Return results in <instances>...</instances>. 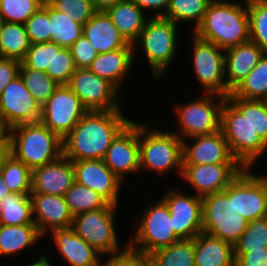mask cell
Listing matches in <instances>:
<instances>
[{"label":"cell","mask_w":267,"mask_h":266,"mask_svg":"<svg viewBox=\"0 0 267 266\" xmlns=\"http://www.w3.org/2000/svg\"><path fill=\"white\" fill-rule=\"evenodd\" d=\"M130 122L121 110L88 111L62 139L63 156L72 162L102 160L111 143Z\"/></svg>","instance_id":"obj_1"},{"label":"cell","mask_w":267,"mask_h":266,"mask_svg":"<svg viewBox=\"0 0 267 266\" xmlns=\"http://www.w3.org/2000/svg\"><path fill=\"white\" fill-rule=\"evenodd\" d=\"M220 130L227 140L231 154L243 168L250 170L267 145L253 132L250 125V100L226 97L221 107Z\"/></svg>","instance_id":"obj_2"},{"label":"cell","mask_w":267,"mask_h":266,"mask_svg":"<svg viewBox=\"0 0 267 266\" xmlns=\"http://www.w3.org/2000/svg\"><path fill=\"white\" fill-rule=\"evenodd\" d=\"M245 6L212 0L201 25L193 31L199 38L227 50L250 40L247 0Z\"/></svg>","instance_id":"obj_3"},{"label":"cell","mask_w":267,"mask_h":266,"mask_svg":"<svg viewBox=\"0 0 267 266\" xmlns=\"http://www.w3.org/2000/svg\"><path fill=\"white\" fill-rule=\"evenodd\" d=\"M10 154L30 170L56 161L63 155L62 139L43 123H24L9 129Z\"/></svg>","instance_id":"obj_4"},{"label":"cell","mask_w":267,"mask_h":266,"mask_svg":"<svg viewBox=\"0 0 267 266\" xmlns=\"http://www.w3.org/2000/svg\"><path fill=\"white\" fill-rule=\"evenodd\" d=\"M202 232L233 246L245 232L249 221L234 208V179L222 192L202 197Z\"/></svg>","instance_id":"obj_5"},{"label":"cell","mask_w":267,"mask_h":266,"mask_svg":"<svg viewBox=\"0 0 267 266\" xmlns=\"http://www.w3.org/2000/svg\"><path fill=\"white\" fill-rule=\"evenodd\" d=\"M147 128L139 124V159L140 169L148 168L164 174L174 167L182 175L183 141L174 133Z\"/></svg>","instance_id":"obj_6"},{"label":"cell","mask_w":267,"mask_h":266,"mask_svg":"<svg viewBox=\"0 0 267 266\" xmlns=\"http://www.w3.org/2000/svg\"><path fill=\"white\" fill-rule=\"evenodd\" d=\"M172 227L169 209L166 203L159 199L142 215L135 237L127 245L130 249L148 256L181 240Z\"/></svg>","instance_id":"obj_7"},{"label":"cell","mask_w":267,"mask_h":266,"mask_svg":"<svg viewBox=\"0 0 267 266\" xmlns=\"http://www.w3.org/2000/svg\"><path fill=\"white\" fill-rule=\"evenodd\" d=\"M177 24L163 17L147 20L136 42H140L148 64L156 77L167 72L176 54Z\"/></svg>","instance_id":"obj_8"},{"label":"cell","mask_w":267,"mask_h":266,"mask_svg":"<svg viewBox=\"0 0 267 266\" xmlns=\"http://www.w3.org/2000/svg\"><path fill=\"white\" fill-rule=\"evenodd\" d=\"M214 98H219V102H215ZM225 99L224 96L207 93L203 98H197L186 105L182 104L176 107L181 130L180 133H174L183 141V136L190 139V137L218 132L221 122V107Z\"/></svg>","instance_id":"obj_9"},{"label":"cell","mask_w":267,"mask_h":266,"mask_svg":"<svg viewBox=\"0 0 267 266\" xmlns=\"http://www.w3.org/2000/svg\"><path fill=\"white\" fill-rule=\"evenodd\" d=\"M115 205L81 213L73 216L72 228L86 243L90 244L101 256L120 253L114 227Z\"/></svg>","instance_id":"obj_10"},{"label":"cell","mask_w":267,"mask_h":266,"mask_svg":"<svg viewBox=\"0 0 267 266\" xmlns=\"http://www.w3.org/2000/svg\"><path fill=\"white\" fill-rule=\"evenodd\" d=\"M87 112L80 98L67 85H60L41 105L40 122L63 139Z\"/></svg>","instance_id":"obj_11"},{"label":"cell","mask_w":267,"mask_h":266,"mask_svg":"<svg viewBox=\"0 0 267 266\" xmlns=\"http://www.w3.org/2000/svg\"><path fill=\"white\" fill-rule=\"evenodd\" d=\"M223 52V53H222ZM193 62L195 74L206 92L227 97L231 92L225 80V50L194 34Z\"/></svg>","instance_id":"obj_12"},{"label":"cell","mask_w":267,"mask_h":266,"mask_svg":"<svg viewBox=\"0 0 267 266\" xmlns=\"http://www.w3.org/2000/svg\"><path fill=\"white\" fill-rule=\"evenodd\" d=\"M67 86L80 98L88 111L120 110L115 100L118 89L88 68L76 69Z\"/></svg>","instance_id":"obj_13"},{"label":"cell","mask_w":267,"mask_h":266,"mask_svg":"<svg viewBox=\"0 0 267 266\" xmlns=\"http://www.w3.org/2000/svg\"><path fill=\"white\" fill-rule=\"evenodd\" d=\"M40 118L41 104L18 75L0 94V120L10 129L19 124L39 122Z\"/></svg>","instance_id":"obj_14"},{"label":"cell","mask_w":267,"mask_h":266,"mask_svg":"<svg viewBox=\"0 0 267 266\" xmlns=\"http://www.w3.org/2000/svg\"><path fill=\"white\" fill-rule=\"evenodd\" d=\"M234 208L246 220L267 217V177L243 168L234 178Z\"/></svg>","instance_id":"obj_15"},{"label":"cell","mask_w":267,"mask_h":266,"mask_svg":"<svg viewBox=\"0 0 267 266\" xmlns=\"http://www.w3.org/2000/svg\"><path fill=\"white\" fill-rule=\"evenodd\" d=\"M161 199L166 203L175 234L182 239H194L202 232V197L170 190Z\"/></svg>","instance_id":"obj_16"},{"label":"cell","mask_w":267,"mask_h":266,"mask_svg":"<svg viewBox=\"0 0 267 266\" xmlns=\"http://www.w3.org/2000/svg\"><path fill=\"white\" fill-rule=\"evenodd\" d=\"M242 169L239 163L183 164L181 177L197 190L198 196L204 197L222 192Z\"/></svg>","instance_id":"obj_17"},{"label":"cell","mask_w":267,"mask_h":266,"mask_svg":"<svg viewBox=\"0 0 267 266\" xmlns=\"http://www.w3.org/2000/svg\"><path fill=\"white\" fill-rule=\"evenodd\" d=\"M102 160L121 181L124 174L140 171L139 123L131 121L111 143Z\"/></svg>","instance_id":"obj_18"},{"label":"cell","mask_w":267,"mask_h":266,"mask_svg":"<svg viewBox=\"0 0 267 266\" xmlns=\"http://www.w3.org/2000/svg\"><path fill=\"white\" fill-rule=\"evenodd\" d=\"M75 182L84 185L109 204L117 206L118 193L122 181L106 166L101 159L73 161Z\"/></svg>","instance_id":"obj_19"},{"label":"cell","mask_w":267,"mask_h":266,"mask_svg":"<svg viewBox=\"0 0 267 266\" xmlns=\"http://www.w3.org/2000/svg\"><path fill=\"white\" fill-rule=\"evenodd\" d=\"M74 183L73 162L62 155L56 161L32 170L31 193L64 196Z\"/></svg>","instance_id":"obj_20"},{"label":"cell","mask_w":267,"mask_h":266,"mask_svg":"<svg viewBox=\"0 0 267 266\" xmlns=\"http://www.w3.org/2000/svg\"><path fill=\"white\" fill-rule=\"evenodd\" d=\"M194 138L192 146L183 140V164L238 163L221 130L210 135L192 137Z\"/></svg>","instance_id":"obj_21"},{"label":"cell","mask_w":267,"mask_h":266,"mask_svg":"<svg viewBox=\"0 0 267 266\" xmlns=\"http://www.w3.org/2000/svg\"><path fill=\"white\" fill-rule=\"evenodd\" d=\"M32 199L33 221L39 233L45 235L52 230L72 227L73 215L70 213L64 196L30 193Z\"/></svg>","instance_id":"obj_22"},{"label":"cell","mask_w":267,"mask_h":266,"mask_svg":"<svg viewBox=\"0 0 267 266\" xmlns=\"http://www.w3.org/2000/svg\"><path fill=\"white\" fill-rule=\"evenodd\" d=\"M225 75L227 88L232 92L255 68L265 53L251 40L225 50Z\"/></svg>","instance_id":"obj_23"},{"label":"cell","mask_w":267,"mask_h":266,"mask_svg":"<svg viewBox=\"0 0 267 266\" xmlns=\"http://www.w3.org/2000/svg\"><path fill=\"white\" fill-rule=\"evenodd\" d=\"M83 35L99 54L120 48H133L112 23L105 11H97L84 25Z\"/></svg>","instance_id":"obj_24"},{"label":"cell","mask_w":267,"mask_h":266,"mask_svg":"<svg viewBox=\"0 0 267 266\" xmlns=\"http://www.w3.org/2000/svg\"><path fill=\"white\" fill-rule=\"evenodd\" d=\"M53 238L64 261L71 266H99V256L90 244L79 237L72 227L54 229Z\"/></svg>","instance_id":"obj_25"},{"label":"cell","mask_w":267,"mask_h":266,"mask_svg":"<svg viewBox=\"0 0 267 266\" xmlns=\"http://www.w3.org/2000/svg\"><path fill=\"white\" fill-rule=\"evenodd\" d=\"M134 51V48H120L98 54L88 69L96 75L107 79L118 89L124 76L129 73L132 67Z\"/></svg>","instance_id":"obj_26"},{"label":"cell","mask_w":267,"mask_h":266,"mask_svg":"<svg viewBox=\"0 0 267 266\" xmlns=\"http://www.w3.org/2000/svg\"><path fill=\"white\" fill-rule=\"evenodd\" d=\"M195 266H235L234 246L201 232L194 238Z\"/></svg>","instance_id":"obj_27"},{"label":"cell","mask_w":267,"mask_h":266,"mask_svg":"<svg viewBox=\"0 0 267 266\" xmlns=\"http://www.w3.org/2000/svg\"><path fill=\"white\" fill-rule=\"evenodd\" d=\"M143 11L132 0H122L105 12L124 38L135 47L136 40L148 20Z\"/></svg>","instance_id":"obj_28"},{"label":"cell","mask_w":267,"mask_h":266,"mask_svg":"<svg viewBox=\"0 0 267 266\" xmlns=\"http://www.w3.org/2000/svg\"><path fill=\"white\" fill-rule=\"evenodd\" d=\"M41 236L35 224L0 225V256L16 254Z\"/></svg>","instance_id":"obj_29"},{"label":"cell","mask_w":267,"mask_h":266,"mask_svg":"<svg viewBox=\"0 0 267 266\" xmlns=\"http://www.w3.org/2000/svg\"><path fill=\"white\" fill-rule=\"evenodd\" d=\"M30 193H10L0 201V225L34 224Z\"/></svg>","instance_id":"obj_30"},{"label":"cell","mask_w":267,"mask_h":266,"mask_svg":"<svg viewBox=\"0 0 267 266\" xmlns=\"http://www.w3.org/2000/svg\"><path fill=\"white\" fill-rule=\"evenodd\" d=\"M30 45L24 24L1 21L0 57L22 61Z\"/></svg>","instance_id":"obj_31"},{"label":"cell","mask_w":267,"mask_h":266,"mask_svg":"<svg viewBox=\"0 0 267 266\" xmlns=\"http://www.w3.org/2000/svg\"><path fill=\"white\" fill-rule=\"evenodd\" d=\"M150 266H195L194 239H182L148 255Z\"/></svg>","instance_id":"obj_32"},{"label":"cell","mask_w":267,"mask_h":266,"mask_svg":"<svg viewBox=\"0 0 267 266\" xmlns=\"http://www.w3.org/2000/svg\"><path fill=\"white\" fill-rule=\"evenodd\" d=\"M231 93L247 100L267 101V53Z\"/></svg>","instance_id":"obj_33"},{"label":"cell","mask_w":267,"mask_h":266,"mask_svg":"<svg viewBox=\"0 0 267 266\" xmlns=\"http://www.w3.org/2000/svg\"><path fill=\"white\" fill-rule=\"evenodd\" d=\"M64 198L68 209L73 216L102 209L109 204L97 192L76 182L64 194Z\"/></svg>","instance_id":"obj_34"},{"label":"cell","mask_w":267,"mask_h":266,"mask_svg":"<svg viewBox=\"0 0 267 266\" xmlns=\"http://www.w3.org/2000/svg\"><path fill=\"white\" fill-rule=\"evenodd\" d=\"M83 25L50 6L51 42L69 48L83 33Z\"/></svg>","instance_id":"obj_35"},{"label":"cell","mask_w":267,"mask_h":266,"mask_svg":"<svg viewBox=\"0 0 267 266\" xmlns=\"http://www.w3.org/2000/svg\"><path fill=\"white\" fill-rule=\"evenodd\" d=\"M0 174L11 193H31L32 170L12 154L5 158Z\"/></svg>","instance_id":"obj_36"},{"label":"cell","mask_w":267,"mask_h":266,"mask_svg":"<svg viewBox=\"0 0 267 266\" xmlns=\"http://www.w3.org/2000/svg\"><path fill=\"white\" fill-rule=\"evenodd\" d=\"M212 0H170L168 10L163 18L177 24L195 20L194 31L201 25L208 4Z\"/></svg>","instance_id":"obj_37"},{"label":"cell","mask_w":267,"mask_h":266,"mask_svg":"<svg viewBox=\"0 0 267 266\" xmlns=\"http://www.w3.org/2000/svg\"><path fill=\"white\" fill-rule=\"evenodd\" d=\"M19 75L32 96L42 105L60 86L46 72L25 67L22 63Z\"/></svg>","instance_id":"obj_38"},{"label":"cell","mask_w":267,"mask_h":266,"mask_svg":"<svg viewBox=\"0 0 267 266\" xmlns=\"http://www.w3.org/2000/svg\"><path fill=\"white\" fill-rule=\"evenodd\" d=\"M249 37L267 53V0H247Z\"/></svg>","instance_id":"obj_39"},{"label":"cell","mask_w":267,"mask_h":266,"mask_svg":"<svg viewBox=\"0 0 267 266\" xmlns=\"http://www.w3.org/2000/svg\"><path fill=\"white\" fill-rule=\"evenodd\" d=\"M76 69L70 48L62 47L53 42L51 70L45 71L49 77L59 85H67Z\"/></svg>","instance_id":"obj_40"},{"label":"cell","mask_w":267,"mask_h":266,"mask_svg":"<svg viewBox=\"0 0 267 266\" xmlns=\"http://www.w3.org/2000/svg\"><path fill=\"white\" fill-rule=\"evenodd\" d=\"M267 248V217L250 221L239 241L234 245V252H251Z\"/></svg>","instance_id":"obj_41"},{"label":"cell","mask_w":267,"mask_h":266,"mask_svg":"<svg viewBox=\"0 0 267 266\" xmlns=\"http://www.w3.org/2000/svg\"><path fill=\"white\" fill-rule=\"evenodd\" d=\"M41 6L37 0H0V20L24 24Z\"/></svg>","instance_id":"obj_42"},{"label":"cell","mask_w":267,"mask_h":266,"mask_svg":"<svg viewBox=\"0 0 267 266\" xmlns=\"http://www.w3.org/2000/svg\"><path fill=\"white\" fill-rule=\"evenodd\" d=\"M24 26L31 44L51 42L50 5L41 6Z\"/></svg>","instance_id":"obj_43"},{"label":"cell","mask_w":267,"mask_h":266,"mask_svg":"<svg viewBox=\"0 0 267 266\" xmlns=\"http://www.w3.org/2000/svg\"><path fill=\"white\" fill-rule=\"evenodd\" d=\"M50 6L82 25L97 12L91 0H54Z\"/></svg>","instance_id":"obj_44"},{"label":"cell","mask_w":267,"mask_h":266,"mask_svg":"<svg viewBox=\"0 0 267 266\" xmlns=\"http://www.w3.org/2000/svg\"><path fill=\"white\" fill-rule=\"evenodd\" d=\"M53 42L31 44L21 63L30 69L45 72L51 70Z\"/></svg>","instance_id":"obj_45"},{"label":"cell","mask_w":267,"mask_h":266,"mask_svg":"<svg viewBox=\"0 0 267 266\" xmlns=\"http://www.w3.org/2000/svg\"><path fill=\"white\" fill-rule=\"evenodd\" d=\"M69 48L77 69L89 68L99 54L83 34Z\"/></svg>","instance_id":"obj_46"},{"label":"cell","mask_w":267,"mask_h":266,"mask_svg":"<svg viewBox=\"0 0 267 266\" xmlns=\"http://www.w3.org/2000/svg\"><path fill=\"white\" fill-rule=\"evenodd\" d=\"M250 125L267 145V101L250 100Z\"/></svg>","instance_id":"obj_47"},{"label":"cell","mask_w":267,"mask_h":266,"mask_svg":"<svg viewBox=\"0 0 267 266\" xmlns=\"http://www.w3.org/2000/svg\"><path fill=\"white\" fill-rule=\"evenodd\" d=\"M107 262L99 266H150L149 257L143 253L136 252L128 247H124L123 252L110 255Z\"/></svg>","instance_id":"obj_48"},{"label":"cell","mask_w":267,"mask_h":266,"mask_svg":"<svg viewBox=\"0 0 267 266\" xmlns=\"http://www.w3.org/2000/svg\"><path fill=\"white\" fill-rule=\"evenodd\" d=\"M21 61L0 57V94L19 75Z\"/></svg>","instance_id":"obj_49"},{"label":"cell","mask_w":267,"mask_h":266,"mask_svg":"<svg viewBox=\"0 0 267 266\" xmlns=\"http://www.w3.org/2000/svg\"><path fill=\"white\" fill-rule=\"evenodd\" d=\"M235 266H267V248L251 252H234Z\"/></svg>","instance_id":"obj_50"},{"label":"cell","mask_w":267,"mask_h":266,"mask_svg":"<svg viewBox=\"0 0 267 266\" xmlns=\"http://www.w3.org/2000/svg\"><path fill=\"white\" fill-rule=\"evenodd\" d=\"M141 10L145 9H156L161 10L156 13L153 17H164L168 7L170 0H132ZM163 11V12H162Z\"/></svg>","instance_id":"obj_51"},{"label":"cell","mask_w":267,"mask_h":266,"mask_svg":"<svg viewBox=\"0 0 267 266\" xmlns=\"http://www.w3.org/2000/svg\"><path fill=\"white\" fill-rule=\"evenodd\" d=\"M96 11H106L111 6L122 0H91Z\"/></svg>","instance_id":"obj_52"},{"label":"cell","mask_w":267,"mask_h":266,"mask_svg":"<svg viewBox=\"0 0 267 266\" xmlns=\"http://www.w3.org/2000/svg\"><path fill=\"white\" fill-rule=\"evenodd\" d=\"M10 154L9 137L0 145V168L3 165L5 158Z\"/></svg>","instance_id":"obj_53"},{"label":"cell","mask_w":267,"mask_h":266,"mask_svg":"<svg viewBox=\"0 0 267 266\" xmlns=\"http://www.w3.org/2000/svg\"><path fill=\"white\" fill-rule=\"evenodd\" d=\"M9 137V128L0 120V145Z\"/></svg>","instance_id":"obj_54"},{"label":"cell","mask_w":267,"mask_h":266,"mask_svg":"<svg viewBox=\"0 0 267 266\" xmlns=\"http://www.w3.org/2000/svg\"><path fill=\"white\" fill-rule=\"evenodd\" d=\"M10 193L11 192H10L8 186L6 185L2 175L0 174V201L2 200V198L9 195Z\"/></svg>","instance_id":"obj_55"},{"label":"cell","mask_w":267,"mask_h":266,"mask_svg":"<svg viewBox=\"0 0 267 266\" xmlns=\"http://www.w3.org/2000/svg\"><path fill=\"white\" fill-rule=\"evenodd\" d=\"M39 260H35V262L31 263L30 265L27 266H52L49 262V260L46 258V256H40L38 258Z\"/></svg>","instance_id":"obj_56"},{"label":"cell","mask_w":267,"mask_h":266,"mask_svg":"<svg viewBox=\"0 0 267 266\" xmlns=\"http://www.w3.org/2000/svg\"><path fill=\"white\" fill-rule=\"evenodd\" d=\"M42 6L51 5L54 0H37Z\"/></svg>","instance_id":"obj_57"}]
</instances>
